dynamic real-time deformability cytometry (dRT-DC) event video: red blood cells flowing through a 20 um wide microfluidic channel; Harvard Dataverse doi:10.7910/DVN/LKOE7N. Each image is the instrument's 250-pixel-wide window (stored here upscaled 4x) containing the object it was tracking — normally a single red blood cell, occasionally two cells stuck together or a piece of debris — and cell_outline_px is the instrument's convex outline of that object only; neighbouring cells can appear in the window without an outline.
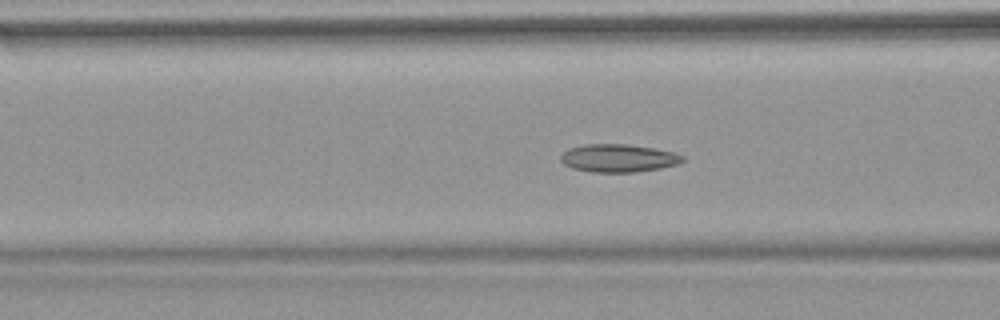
{"species": "common noctule bat (a hibernating species)", "species_latin": "Nyctalus noctula", "temperature_condition": "warm", "stored_images_in_passage": 53, "camera_frame_rate_fps": 3000, "um_per_image_px": 0.085, "animal": {"sex": "female", "body_mass_g": 18.4}, "frame": {"image": 1, "passage_image": 21, "time_ms": 6.667, "image_size_px": [1000, 320], "cell_outline_px": [[684, 160], [680, 164], [660, 168], [636, 172], [592, 172], [572, 168], [564, 164], [560, 160], [560, 156], [568, 148], [584, 144], [624, 144], [656, 148], [672, 152], [684, 156]], "centroid_in_image_um": [52.56, 13.44], "position_along_channel_um": 114.0, "area_um2": 19.94}}
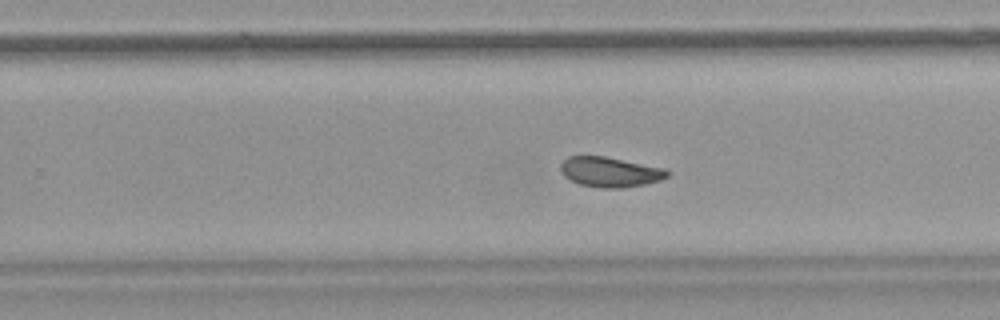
{"frame": {"image": 2, "passage_image": 34, "time_ms": 11.0, "image_size_px": [1000, 320], "cell_outline_px": [[672, 172], [668, 176], [660, 180], [644, 184], [620, 188], [604, 188], [580, 184], [564, 176], [560, 168], [560, 164], [568, 156], [604, 156], [664, 168]], "centroid_in_image_um": [51.86, 14.61], "position_along_channel_um": 277.9, "area_um2": 18.5}}
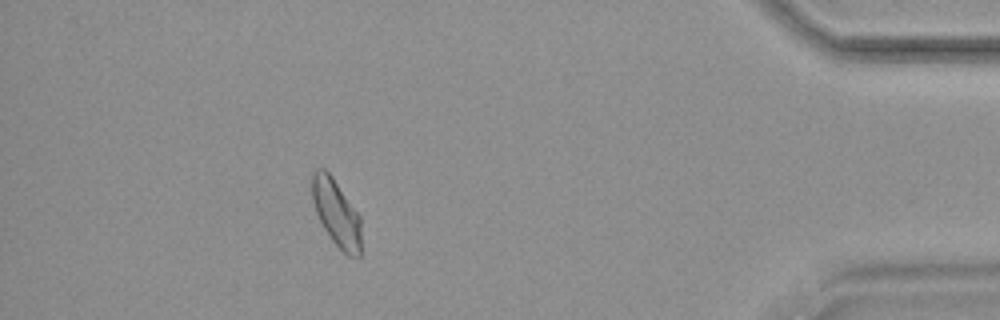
{"frame": {"image": 3, "passage_image": 48, "time_ms": 15.667, "image_size_px": [1000, 320], "cell_outline_px": [[360, 256], [348, 256], [332, 240], [324, 228], [316, 212], [312, 200], [312, 172], [316, 168], [324, 168], [332, 176], [360, 216]], "centroid_in_image_um": [28.57, 18.07], "position_along_channel_um": 406.6, "area_um2": 18.84}, "authors_computed_cell_mechanics": {"area_um2": 19.8254, "velocity_mm_per_s": 3.7934, "shape_relaxation_time_tau1_ms": null, "shape_relaxation_time_tau2_ms": 2.258, "deformation_change_tau1": null, "deformation_change_tau2": 0.071}}